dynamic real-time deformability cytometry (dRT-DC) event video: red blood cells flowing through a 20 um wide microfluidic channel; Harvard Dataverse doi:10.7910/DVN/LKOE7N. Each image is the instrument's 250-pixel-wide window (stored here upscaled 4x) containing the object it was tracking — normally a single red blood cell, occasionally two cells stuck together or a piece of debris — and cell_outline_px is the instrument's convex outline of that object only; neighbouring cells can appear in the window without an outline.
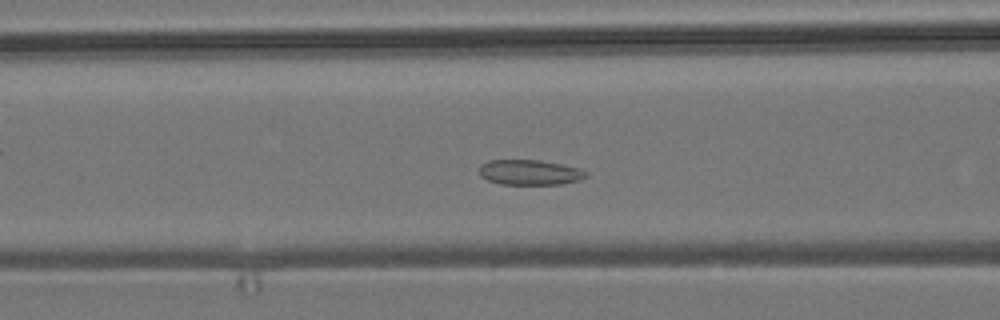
{"species": "common noctule bat (a hibernating species)", "species_latin": "Nyctalus noctula", "temperature_condition": "room temperature", "stored_images_in_passage": 45, "camera_frame_rate_fps": 3000, "um_per_image_px": 0.085, "animal": {"sex": "male", "body_mass_g": 19.2, "forearm_length_mm": 51.8}, "frame": {"image": 1, "passage_image": 13, "time_ms": 4.0, "image_size_px": [1000, 320], "cell_outline_px": [[588, 176], [580, 180], [560, 184], [500, 184], [488, 180], [480, 176], [480, 164], [488, 160], [540, 160], [560, 164], [576, 168], [588, 172]], "centroid_in_image_um": [45.01, 14.65], "position_along_channel_um": 121.6, "area_um2": 15.61}}
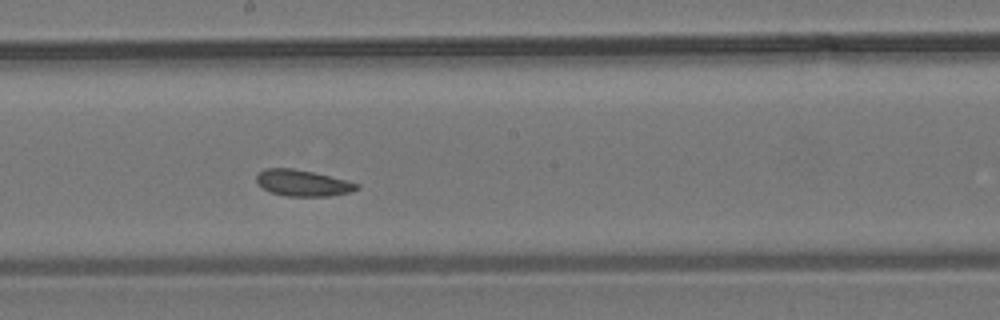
{"frame": {"image": 2, "passage_image": 21, "time_ms": 6.667, "image_size_px": [1000, 320], "cell_outline_px": [[360, 188], [352, 192], [332, 196], [288, 196], [272, 192], [256, 184], [256, 176], [264, 168], [292, 168], [312, 172], [348, 180], [360, 184]], "centroid_in_image_um": [25.77, 15.56], "position_along_channel_um": 222.4, "area_um2": 15.43}}
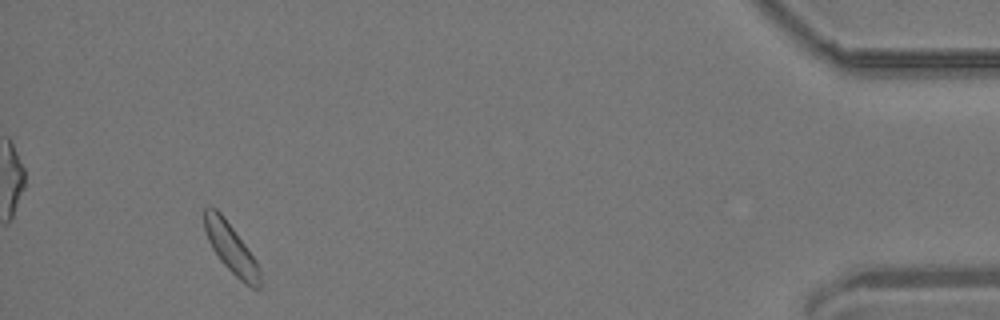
{"frame": {"image": 3, "passage_image": 42, "time_ms": 13.667, "image_size_px": [1000, 320], "cell_outline_px": [[260, 288], [252, 288], [244, 284], [220, 260], [212, 248], [208, 240], [204, 228], [204, 208], [216, 208], [224, 216], [256, 260], [260, 268]], "centroid_in_image_um": [19.64, 21.11], "position_along_channel_um": 415.6, "area_um2": 15.9}, "authors_computed_cell_mechanics": {"area_um2": 15.895, "velocity_mm_per_s": 3.7882, "shape_relaxation_time_tau1_ms": null, "shape_relaxation_time_tau2_ms": 2.0537, "deformation_change_tau1": null, "deformation_change_tau2": 0.0697}}